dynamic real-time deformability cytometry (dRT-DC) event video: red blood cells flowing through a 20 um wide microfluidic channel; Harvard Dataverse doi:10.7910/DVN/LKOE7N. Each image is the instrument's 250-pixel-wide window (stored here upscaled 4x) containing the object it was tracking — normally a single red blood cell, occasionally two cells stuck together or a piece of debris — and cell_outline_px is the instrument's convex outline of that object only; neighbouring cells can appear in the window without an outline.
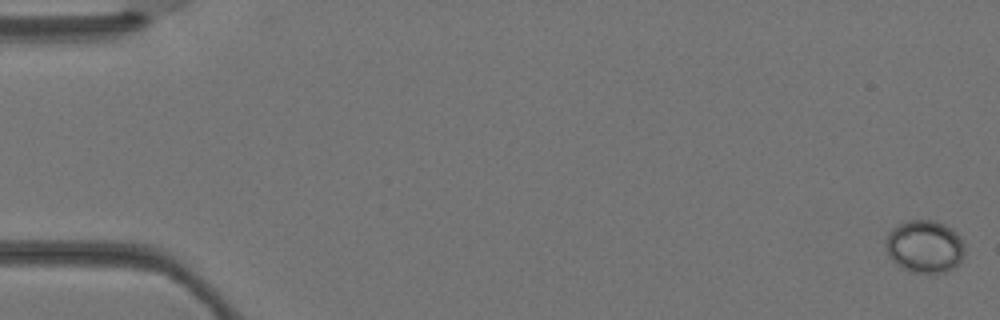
{"species": "Egyptian fruit bat (a non-hibernating species)", "species_latin": "Rousettus aegyptiacus", "temperature_condition": "warm", "stored_images_in_passage": 4, "camera_frame_rate_fps": 3000, "um_per_image_px": 0.085, "animal": {"sex": "female"}, "frame": {"image": 1, "passage_image": 1, "time_ms": 0.0, "image_size_px": [1000, 320], "cell_outline_px": [[964, 252], [960, 264], [956, 268], [948, 272], [936, 276], [932, 276], [908, 272], [900, 268], [892, 260], [888, 252], [888, 232], [892, 228], [908, 220], [936, 220], [944, 224], [956, 232], [964, 240]], "centroid_in_image_um": [78.66, 21.02], "position_along_channel_um": 6.3, "area_um2": 24.97}}
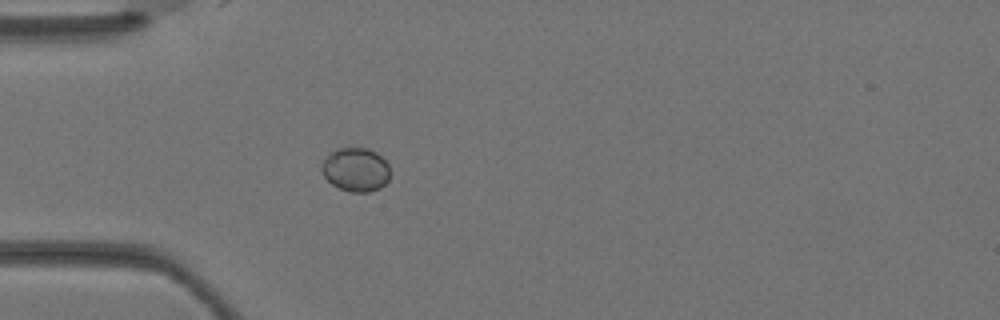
{"frame": {"image": 2, "passage_image": 4, "time_ms": 1.0, "image_size_px": [1000, 320], "cell_outline_px": [[388, 180], [380, 188], [368, 192], [352, 192], [340, 188], [332, 184], [324, 176], [320, 168], [324, 160], [336, 148], [368, 148], [376, 152], [388, 164]], "centroid_in_image_um": [30.23, 14.41], "position_along_channel_um": 54.8, "area_um2": 17.22}}